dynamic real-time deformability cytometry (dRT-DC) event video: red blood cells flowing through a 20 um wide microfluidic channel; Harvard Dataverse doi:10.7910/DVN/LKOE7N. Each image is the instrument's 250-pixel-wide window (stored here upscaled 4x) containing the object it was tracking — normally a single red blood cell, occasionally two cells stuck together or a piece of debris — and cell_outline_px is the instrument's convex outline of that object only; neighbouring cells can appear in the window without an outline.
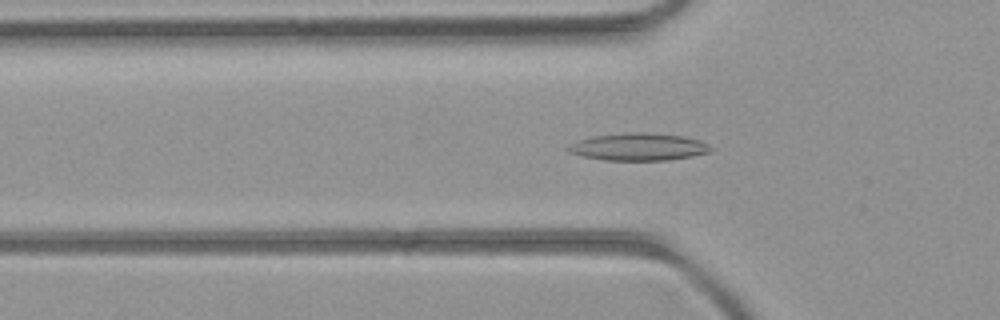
{"species": "common noctule bat (a hibernating species)", "species_latin": "Nyctalus noctula", "temperature_condition": "room temperature", "stored_images_in_passage": 42, "camera_frame_rate_fps": 3000, "um_per_image_px": 0.085, "animal": {"sex": "female", "body_mass_g": 21.9}, "frame": {"image": 1, "passage_image": 7, "time_ms": 2.0, "image_size_px": [1000, 320], "cell_outline_px": [[712, 152], [692, 156], [668, 160], [604, 160], [584, 156], [568, 152], [564, 148], [576, 140], [592, 136], [628, 132], [648, 132], [684, 136], [700, 140], [712, 148]], "centroid_in_image_um": [54.25, 12.47], "position_along_channel_um": 71.5, "area_um2": 22.95}}
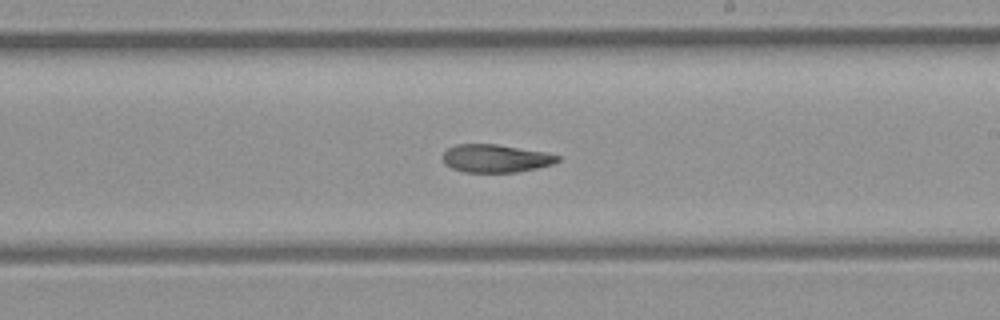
{"frame": {"image": 2, "passage_image": 20, "time_ms": 6.333, "image_size_px": [1000, 320], "cell_outline_px": [[560, 160], [552, 164], [536, 168], [516, 172], [464, 172], [452, 168], [444, 164], [440, 156], [448, 148], [456, 144], [496, 144], [544, 152], [560, 156]], "centroid_in_image_um": [42.07, 13.46], "position_along_channel_um": 246.9, "area_um2": 18.73}}
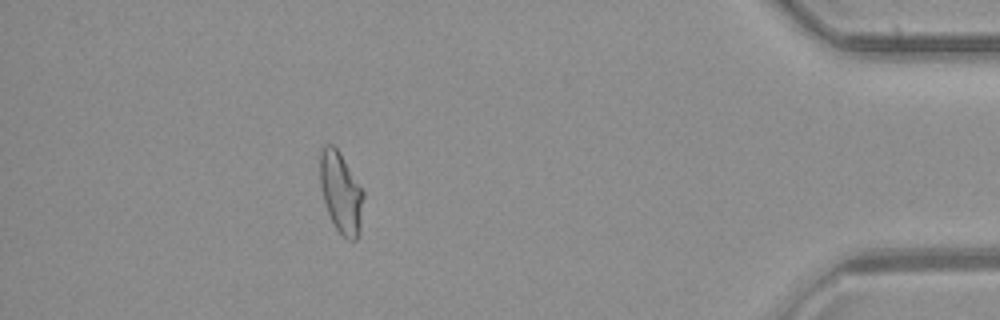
{"frame": {"image": 3, "passage_image": 36, "time_ms": 11.667, "image_size_px": [1000, 320], "cell_outline_px": [[364, 196], [360, 228], [356, 240], [348, 240], [336, 228], [328, 212], [324, 200], [320, 184], [320, 148], [324, 144], [332, 144], [340, 152], [364, 192]], "centroid_in_image_um": [28.98, 16.33], "position_along_channel_um": 406.2, "area_um2": 20.35}, "authors_computed_cell_mechanics": {"area_um2": 20.2589, "velocity_mm_per_s": 4.0265, "shape_relaxation_time_tau1_ms": null, "shape_relaxation_time_tau2_ms": 5.8672, "deformation_change_tau1": null, "deformation_change_tau2": 0.1424}}